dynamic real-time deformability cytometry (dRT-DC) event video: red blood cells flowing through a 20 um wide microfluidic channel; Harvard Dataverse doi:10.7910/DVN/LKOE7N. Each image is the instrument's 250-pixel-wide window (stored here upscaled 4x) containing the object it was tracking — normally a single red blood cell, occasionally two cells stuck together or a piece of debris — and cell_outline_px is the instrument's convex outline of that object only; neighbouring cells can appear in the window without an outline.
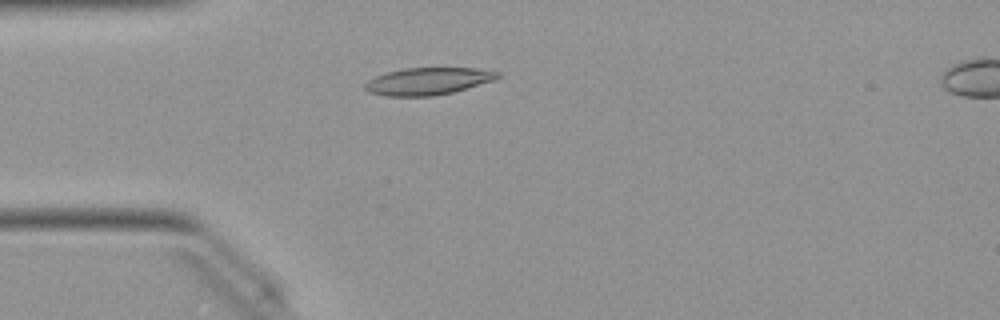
{"species": "Egyptian fruit bat (a non-hibernating species)", "species_latin": "Rousettus aegyptiacus", "temperature_condition": "warm", "stored_images_in_passage": 49, "camera_frame_rate_fps": 3000, "um_per_image_px": 0.085, "animal": {"sex": "female"}, "frame": {"image": 1, "passage_image": 12, "time_ms": 3.667, "image_size_px": [1000, 320], "cell_outline_px": [[500, 76], [492, 80], [452, 92], [432, 96], [384, 96], [368, 92], [364, 88], [364, 84], [368, 80], [376, 76], [388, 72], [404, 68], [476, 68], [500, 72]], "centroid_in_image_um": [36.33, 6.9], "position_along_channel_um": 48.7, "area_um2": 20.81}}
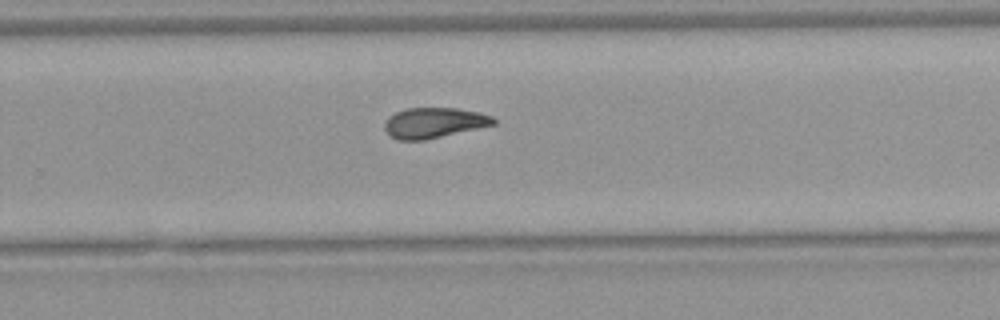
{"frame": {"image": 2, "passage_image": 31, "time_ms": 10.0, "image_size_px": [1000, 320], "cell_outline_px": [[496, 124], [424, 140], [396, 140], [388, 136], [384, 128], [384, 120], [388, 116], [396, 112], [408, 108], [456, 108], [480, 112], [492, 116], [496, 120]], "centroid_in_image_um": [36.85, 10.44], "position_along_channel_um": 293.0, "area_um2": 19.42}}
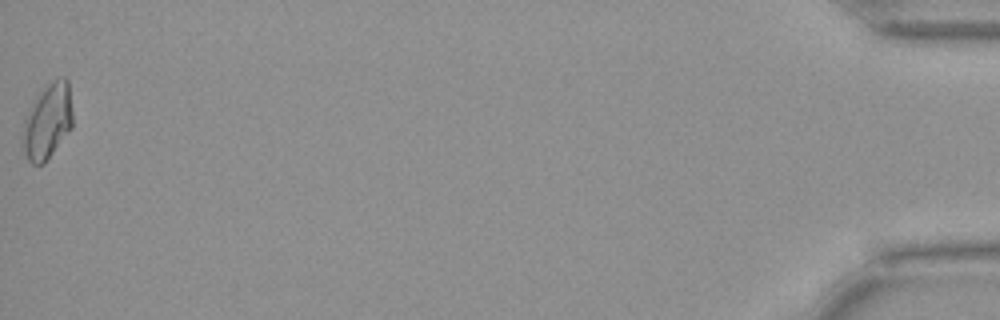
{"frame": {"image": 3, "passage_image": 49, "time_ms": 16.0, "image_size_px": [1000, 320], "cell_outline_px": [[72, 128], [44, 164], [32, 164], [28, 160], [20, 148], [20, 136], [24, 120], [36, 96], [44, 84], [60, 76], [64, 76], [68, 80], [72, 112]], "centroid_in_image_um": [4.0, 10.32], "position_along_channel_um": 431.2, "area_um2": 22.6}, "authors_computed_cell_mechanics": {"area_um2": 19.8254, "velocity_mm_per_s": 4.0389, "shape_relaxation_time_tau1_ms": 5.3188, "shape_relaxation_time_tau2_ms": 3.4019, "deformation_change_tau1": 0.1748, "deformation_change_tau2": 0.103}}